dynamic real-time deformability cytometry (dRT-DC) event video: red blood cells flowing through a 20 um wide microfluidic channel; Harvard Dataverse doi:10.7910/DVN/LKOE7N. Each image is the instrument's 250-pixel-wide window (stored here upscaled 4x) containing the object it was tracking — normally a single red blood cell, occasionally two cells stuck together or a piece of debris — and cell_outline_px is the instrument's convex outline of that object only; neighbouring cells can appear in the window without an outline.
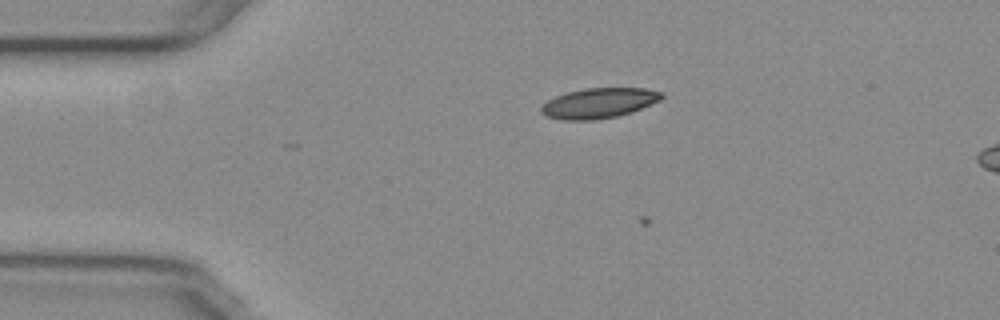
{"species": "common noctule bat (a hibernating species)", "species_latin": "Nyctalus noctula", "temperature_condition": "warm", "stored_images_in_passage": 3, "camera_frame_rate_fps": 3000, "um_per_image_px": 0.085, "animal": {"sex": "female", "body_mass_g": 29.2, "forearm_length_mm": 56.3}, "frame": {"image": 1, "passage_image": 2, "time_ms": 0.333, "image_size_px": [1000, 320], "cell_outline_px": [[664, 96], [660, 100], [632, 112], [616, 116], [592, 120], [564, 120], [544, 116], [540, 112], [540, 108], [548, 100], [556, 96], [568, 92], [584, 88], [644, 88], [664, 92]], "centroid_in_image_um": [50.9, 8.76], "position_along_channel_um": 34.1, "area_um2": 21.15}}